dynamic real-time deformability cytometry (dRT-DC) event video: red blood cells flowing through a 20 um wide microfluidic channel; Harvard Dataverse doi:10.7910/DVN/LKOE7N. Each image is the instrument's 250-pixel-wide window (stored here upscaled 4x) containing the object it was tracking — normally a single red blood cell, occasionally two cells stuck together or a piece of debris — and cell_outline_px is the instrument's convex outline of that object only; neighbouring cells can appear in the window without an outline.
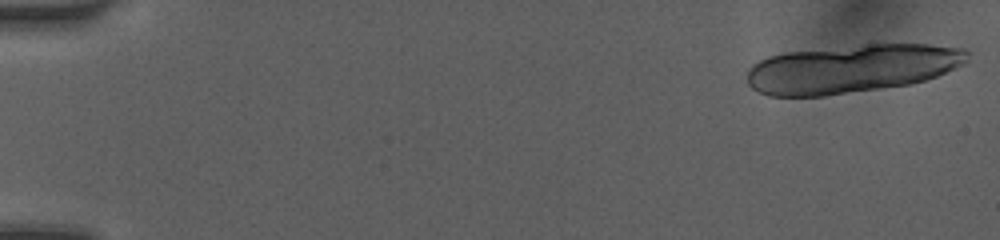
{"species": "human", "species_latin": "Homo sapiens", "temperature_condition": "room temperature", "stored_images_in_passage": 23, "camera_frame_rate_fps": 3000, "um_per_image_px": 0.085, "donor": {"sex": "female"}, "frame": {"image": 1, "passage_image": 1, "time_ms": 0.0, "image_size_px": [1000, 240], "cell_outline_px": [[972, 52], [968, 60], [964, 64], [936, 76], [924, 80], [908, 84], [824, 96], [768, 96], [752, 88], [748, 84], [748, 68], [752, 64], [768, 56], [784, 52], [868, 44], [928, 44], [964, 48]], "centroid_in_image_um": [72.39, 5.82], "position_along_channel_um": 12.6, "area_um2": 62.25}}